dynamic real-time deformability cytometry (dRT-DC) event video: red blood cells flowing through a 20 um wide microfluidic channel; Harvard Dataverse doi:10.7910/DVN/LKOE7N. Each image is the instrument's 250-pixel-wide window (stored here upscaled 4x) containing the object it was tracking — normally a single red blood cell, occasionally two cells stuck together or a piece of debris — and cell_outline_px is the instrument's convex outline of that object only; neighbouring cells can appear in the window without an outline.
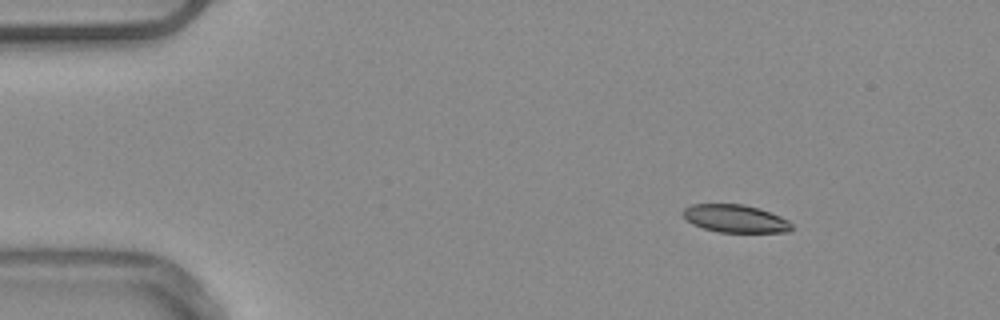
{"species": "common noctule bat (a hibernating species)", "species_latin": "Nyctalus noctula", "temperature_condition": "warm", "stored_images_in_passage": 46, "camera_frame_rate_fps": 3000, "um_per_image_px": 0.085, "animal": {"sex": "male", "body_mass_g": 20.4}, "frame": {"image": 1, "passage_image": 1, "time_ms": 0.0, "image_size_px": [1000, 320], "cell_outline_px": [[792, 228], [788, 232], [716, 232], [692, 224], [680, 212], [684, 208], [692, 204], [744, 204], [760, 208], [780, 216], [788, 220], [792, 224]], "centroid_in_image_um": [62.49, 18.57], "position_along_channel_um": 22.5, "area_um2": 17.69}}
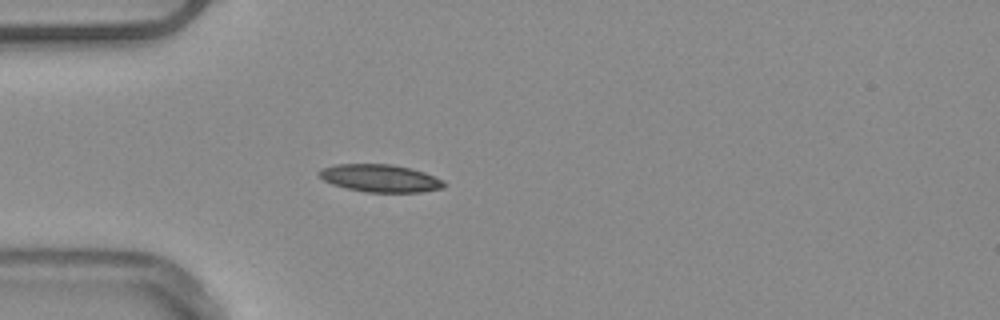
{"frame": {"image": 2, "passage_image": 9, "time_ms": 2.667, "image_size_px": [1000, 320], "cell_outline_px": [[444, 188], [420, 192], [364, 192], [332, 184], [324, 180], [316, 172], [320, 168], [336, 164], [392, 164], [412, 168], [424, 172], [444, 180]], "centroid_in_image_um": [32.31, 15.14], "position_along_channel_um": 52.7, "area_um2": 20.17}, "authors_computed_cell_mechanics": {"area_um2": 19.074, "velocity_mm_per_s": 3.8895, "shape_relaxation_time_tau1_ms": null, "shape_relaxation_time_tau2_ms": 8.9367, "deformation_change_tau1": null, "deformation_change_tau2": 0.168}}